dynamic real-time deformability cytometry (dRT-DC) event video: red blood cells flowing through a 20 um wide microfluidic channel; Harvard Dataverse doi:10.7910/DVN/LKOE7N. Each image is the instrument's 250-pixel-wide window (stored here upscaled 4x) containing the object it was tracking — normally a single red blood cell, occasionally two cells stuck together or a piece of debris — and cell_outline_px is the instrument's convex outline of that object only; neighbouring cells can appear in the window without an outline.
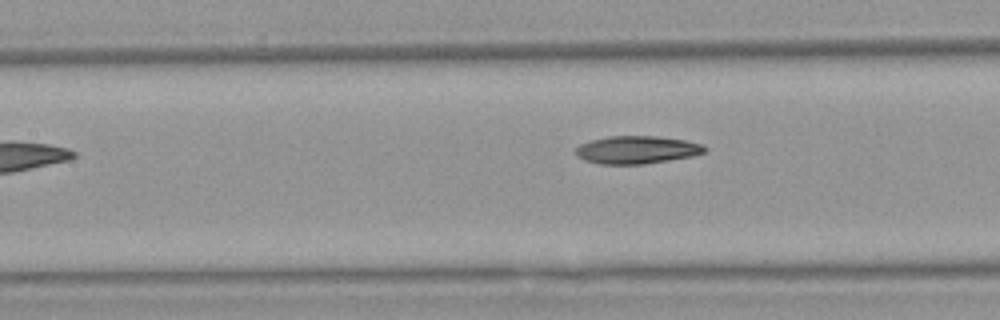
{"species": "Egyptian fruit bat (a non-hibernating species)", "species_latin": "Rousettus aegyptiacus", "temperature_condition": "warm", "stored_images_in_passage": 6, "camera_frame_rate_fps": 3000, "um_per_image_px": 0.085, "animal": {"sex": "female"}, "frame": {"image": 1, "passage_image": 6, "time_ms": 6.0, "image_size_px": [1000, 320], "cell_outline_px": [[708, 148], [704, 152], [692, 156], [644, 164], [600, 164], [584, 160], [576, 156], [576, 148], [580, 144], [592, 140], [608, 136], [656, 136], [684, 140], [700, 144]], "centroid_in_image_um": [54.1, 12.73], "position_along_channel_um": 153.3, "area_um2": 20.75}}